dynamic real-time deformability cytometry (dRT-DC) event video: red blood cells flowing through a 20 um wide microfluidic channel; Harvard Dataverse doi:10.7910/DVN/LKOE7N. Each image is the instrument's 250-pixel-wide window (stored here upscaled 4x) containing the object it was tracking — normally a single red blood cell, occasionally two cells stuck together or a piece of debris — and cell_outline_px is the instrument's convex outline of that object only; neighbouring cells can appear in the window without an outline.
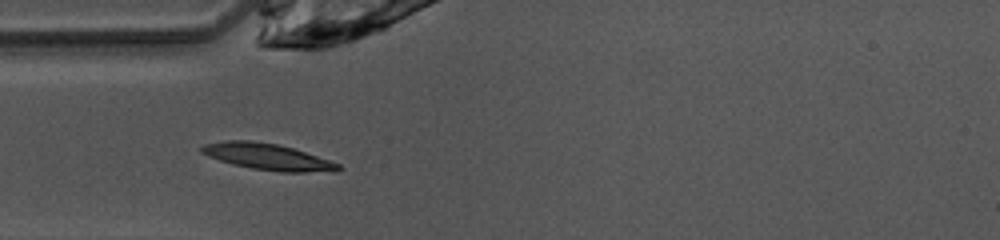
{"species": "common noctule bat (a hibernating species)", "species_latin": "Nyctalus noctula", "temperature_condition": "warm", "stored_images_in_passage": 36, "camera_frame_rate_fps": 3000, "um_per_image_px": 0.085, "animal": {"sex": "female", "body_mass_g": 10.0, "forearm_length_mm": 53.1}, "frame": {"image": 1, "passage_image": 1, "time_ms": 0.0, "image_size_px": [1000, 240], "cell_outline_px": [[344, 168], [332, 172], [280, 172], [252, 168], [232, 164], [208, 156], [200, 152], [200, 148], [204, 144], [228, 140], [252, 140], [276, 144], [292, 148], [340, 164]], "centroid_in_image_um": [22.74, 13.33], "position_along_channel_um": 62.3, "area_um2": 20.87}}
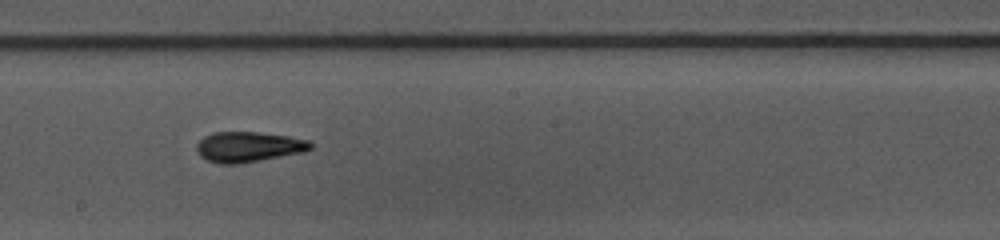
{"frame": {"image": 2, "passage_image": 13, "time_ms": 4.0, "image_size_px": [1000, 240], "cell_outline_px": [[312, 148], [304, 152], [240, 164], [220, 164], [208, 160], [200, 156], [196, 148], [196, 144], [204, 136], [212, 132], [256, 132], [288, 136], [308, 140], [312, 144]], "centroid_in_image_um": [21.11, 12.48], "position_along_channel_um": 227.1, "area_um2": 20.17}}
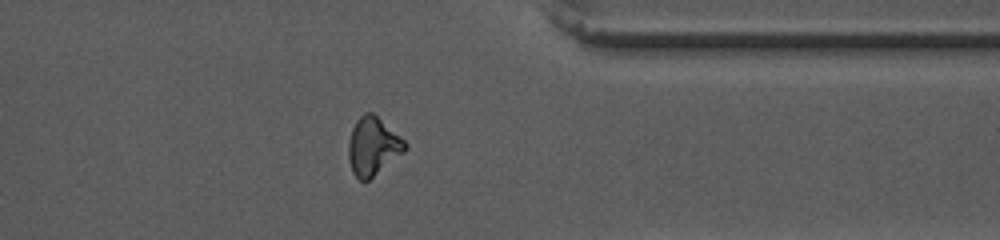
{"frame": {"image": 3, "passage_image": 25, "time_ms": 8.0, "image_size_px": [1000, 240], "cell_outline_px": [[408, 148], [404, 152], [368, 180], [360, 180], [352, 172], [348, 160], [348, 144], [352, 128], [356, 120], [364, 112], [372, 112], [404, 140], [408, 144]], "centroid_in_image_um": [31.68, 12.43], "position_along_channel_um": 379.7, "area_um2": 18.96}, "authors_computed_cell_mechanics": {"area_um2": 19.1318, "velocity_mm_per_s": 4.0893, "shape_relaxation_time_tau1_ms": 3.7218, "shape_relaxation_time_tau2_ms": 4.4169, "deformation_change_tau1": 0.1589, "deformation_change_tau2": 0.101}}